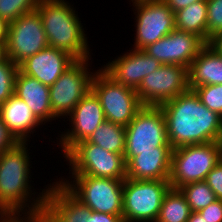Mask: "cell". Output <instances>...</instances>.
Instances as JSON below:
<instances>
[{
	"mask_svg": "<svg viewBox=\"0 0 222 222\" xmlns=\"http://www.w3.org/2000/svg\"><path fill=\"white\" fill-rule=\"evenodd\" d=\"M172 149L194 144L222 142V117L208 109L194 90L160 105Z\"/></svg>",
	"mask_w": 222,
	"mask_h": 222,
	"instance_id": "obj_1",
	"label": "cell"
},
{
	"mask_svg": "<svg viewBox=\"0 0 222 222\" xmlns=\"http://www.w3.org/2000/svg\"><path fill=\"white\" fill-rule=\"evenodd\" d=\"M29 144L18 142L0 154V213H33L44 209L48 186L38 194L31 185L34 181L29 180L32 177Z\"/></svg>",
	"mask_w": 222,
	"mask_h": 222,
	"instance_id": "obj_2",
	"label": "cell"
},
{
	"mask_svg": "<svg viewBox=\"0 0 222 222\" xmlns=\"http://www.w3.org/2000/svg\"><path fill=\"white\" fill-rule=\"evenodd\" d=\"M71 4L67 0L39 2L36 9L40 14L48 46L67 52L76 60L91 59L86 31L76 8Z\"/></svg>",
	"mask_w": 222,
	"mask_h": 222,
	"instance_id": "obj_3",
	"label": "cell"
},
{
	"mask_svg": "<svg viewBox=\"0 0 222 222\" xmlns=\"http://www.w3.org/2000/svg\"><path fill=\"white\" fill-rule=\"evenodd\" d=\"M124 159L147 151H172L168 142L166 120L160 106L143 105L125 127Z\"/></svg>",
	"mask_w": 222,
	"mask_h": 222,
	"instance_id": "obj_4",
	"label": "cell"
},
{
	"mask_svg": "<svg viewBox=\"0 0 222 222\" xmlns=\"http://www.w3.org/2000/svg\"><path fill=\"white\" fill-rule=\"evenodd\" d=\"M222 160V142H209L172 149L169 182L171 188L205 181L207 174Z\"/></svg>",
	"mask_w": 222,
	"mask_h": 222,
	"instance_id": "obj_5",
	"label": "cell"
},
{
	"mask_svg": "<svg viewBox=\"0 0 222 222\" xmlns=\"http://www.w3.org/2000/svg\"><path fill=\"white\" fill-rule=\"evenodd\" d=\"M69 178L61 177L59 181L92 211L122 215L124 180L86 175Z\"/></svg>",
	"mask_w": 222,
	"mask_h": 222,
	"instance_id": "obj_6",
	"label": "cell"
},
{
	"mask_svg": "<svg viewBox=\"0 0 222 222\" xmlns=\"http://www.w3.org/2000/svg\"><path fill=\"white\" fill-rule=\"evenodd\" d=\"M169 180H133L123 183V222H156Z\"/></svg>",
	"mask_w": 222,
	"mask_h": 222,
	"instance_id": "obj_7",
	"label": "cell"
},
{
	"mask_svg": "<svg viewBox=\"0 0 222 222\" xmlns=\"http://www.w3.org/2000/svg\"><path fill=\"white\" fill-rule=\"evenodd\" d=\"M63 157L69 164V175L126 179L124 154L107 151L87 140L75 144Z\"/></svg>",
	"mask_w": 222,
	"mask_h": 222,
	"instance_id": "obj_8",
	"label": "cell"
},
{
	"mask_svg": "<svg viewBox=\"0 0 222 222\" xmlns=\"http://www.w3.org/2000/svg\"><path fill=\"white\" fill-rule=\"evenodd\" d=\"M91 90L99 98L106 121L126 127L143 106L136 90L111 78L102 68L96 70Z\"/></svg>",
	"mask_w": 222,
	"mask_h": 222,
	"instance_id": "obj_9",
	"label": "cell"
},
{
	"mask_svg": "<svg viewBox=\"0 0 222 222\" xmlns=\"http://www.w3.org/2000/svg\"><path fill=\"white\" fill-rule=\"evenodd\" d=\"M90 60H76L53 85L49 86L50 105L57 120L63 117L65 121L74 107L91 90L96 70L90 71Z\"/></svg>",
	"mask_w": 222,
	"mask_h": 222,
	"instance_id": "obj_10",
	"label": "cell"
},
{
	"mask_svg": "<svg viewBox=\"0 0 222 222\" xmlns=\"http://www.w3.org/2000/svg\"><path fill=\"white\" fill-rule=\"evenodd\" d=\"M135 14V42L132 49H144L176 29L175 14L163 0H132Z\"/></svg>",
	"mask_w": 222,
	"mask_h": 222,
	"instance_id": "obj_11",
	"label": "cell"
},
{
	"mask_svg": "<svg viewBox=\"0 0 222 222\" xmlns=\"http://www.w3.org/2000/svg\"><path fill=\"white\" fill-rule=\"evenodd\" d=\"M47 47L45 30L37 9L9 23L7 56L16 65Z\"/></svg>",
	"mask_w": 222,
	"mask_h": 222,
	"instance_id": "obj_12",
	"label": "cell"
},
{
	"mask_svg": "<svg viewBox=\"0 0 222 222\" xmlns=\"http://www.w3.org/2000/svg\"><path fill=\"white\" fill-rule=\"evenodd\" d=\"M188 90V68L162 65L143 78L136 92L142 105L160 106Z\"/></svg>",
	"mask_w": 222,
	"mask_h": 222,
	"instance_id": "obj_13",
	"label": "cell"
},
{
	"mask_svg": "<svg viewBox=\"0 0 222 222\" xmlns=\"http://www.w3.org/2000/svg\"><path fill=\"white\" fill-rule=\"evenodd\" d=\"M71 128L59 134V145L63 156L78 142L87 140L95 129L106 121L99 98L90 90L68 115Z\"/></svg>",
	"mask_w": 222,
	"mask_h": 222,
	"instance_id": "obj_14",
	"label": "cell"
},
{
	"mask_svg": "<svg viewBox=\"0 0 222 222\" xmlns=\"http://www.w3.org/2000/svg\"><path fill=\"white\" fill-rule=\"evenodd\" d=\"M206 44L194 33L175 29L143 50L163 65H181L189 68Z\"/></svg>",
	"mask_w": 222,
	"mask_h": 222,
	"instance_id": "obj_15",
	"label": "cell"
},
{
	"mask_svg": "<svg viewBox=\"0 0 222 222\" xmlns=\"http://www.w3.org/2000/svg\"><path fill=\"white\" fill-rule=\"evenodd\" d=\"M129 51V52H128ZM101 68L116 82L137 90L144 77L163 64L143 49H130Z\"/></svg>",
	"mask_w": 222,
	"mask_h": 222,
	"instance_id": "obj_16",
	"label": "cell"
},
{
	"mask_svg": "<svg viewBox=\"0 0 222 222\" xmlns=\"http://www.w3.org/2000/svg\"><path fill=\"white\" fill-rule=\"evenodd\" d=\"M76 61L69 53L52 48L41 50L19 65V70L39 82L51 86Z\"/></svg>",
	"mask_w": 222,
	"mask_h": 222,
	"instance_id": "obj_17",
	"label": "cell"
},
{
	"mask_svg": "<svg viewBox=\"0 0 222 222\" xmlns=\"http://www.w3.org/2000/svg\"><path fill=\"white\" fill-rule=\"evenodd\" d=\"M48 185L44 210L49 222H85L88 209L58 179Z\"/></svg>",
	"mask_w": 222,
	"mask_h": 222,
	"instance_id": "obj_18",
	"label": "cell"
},
{
	"mask_svg": "<svg viewBox=\"0 0 222 222\" xmlns=\"http://www.w3.org/2000/svg\"><path fill=\"white\" fill-rule=\"evenodd\" d=\"M0 118L18 142H30L31 134L37 130L35 128L43 126L26 103L15 94L0 105Z\"/></svg>",
	"mask_w": 222,
	"mask_h": 222,
	"instance_id": "obj_19",
	"label": "cell"
},
{
	"mask_svg": "<svg viewBox=\"0 0 222 222\" xmlns=\"http://www.w3.org/2000/svg\"><path fill=\"white\" fill-rule=\"evenodd\" d=\"M14 94L26 103L43 125L57 119L50 105L49 86L23 74L20 70L15 77Z\"/></svg>",
	"mask_w": 222,
	"mask_h": 222,
	"instance_id": "obj_20",
	"label": "cell"
},
{
	"mask_svg": "<svg viewBox=\"0 0 222 222\" xmlns=\"http://www.w3.org/2000/svg\"><path fill=\"white\" fill-rule=\"evenodd\" d=\"M172 151H147L126 163V178L133 180H169Z\"/></svg>",
	"mask_w": 222,
	"mask_h": 222,
	"instance_id": "obj_21",
	"label": "cell"
},
{
	"mask_svg": "<svg viewBox=\"0 0 222 222\" xmlns=\"http://www.w3.org/2000/svg\"><path fill=\"white\" fill-rule=\"evenodd\" d=\"M214 84L222 85V56L206 44L188 68V86L194 90Z\"/></svg>",
	"mask_w": 222,
	"mask_h": 222,
	"instance_id": "obj_22",
	"label": "cell"
},
{
	"mask_svg": "<svg viewBox=\"0 0 222 222\" xmlns=\"http://www.w3.org/2000/svg\"><path fill=\"white\" fill-rule=\"evenodd\" d=\"M174 14L177 30L194 33L207 43V0L194 2Z\"/></svg>",
	"mask_w": 222,
	"mask_h": 222,
	"instance_id": "obj_23",
	"label": "cell"
},
{
	"mask_svg": "<svg viewBox=\"0 0 222 222\" xmlns=\"http://www.w3.org/2000/svg\"><path fill=\"white\" fill-rule=\"evenodd\" d=\"M87 141L97 144L107 151L116 154H124L126 130L125 127L121 125L105 121L95 129Z\"/></svg>",
	"mask_w": 222,
	"mask_h": 222,
	"instance_id": "obj_24",
	"label": "cell"
},
{
	"mask_svg": "<svg viewBox=\"0 0 222 222\" xmlns=\"http://www.w3.org/2000/svg\"><path fill=\"white\" fill-rule=\"evenodd\" d=\"M191 209L179 189L170 188L164 196L156 222H188Z\"/></svg>",
	"mask_w": 222,
	"mask_h": 222,
	"instance_id": "obj_25",
	"label": "cell"
},
{
	"mask_svg": "<svg viewBox=\"0 0 222 222\" xmlns=\"http://www.w3.org/2000/svg\"><path fill=\"white\" fill-rule=\"evenodd\" d=\"M179 190L185 196L191 212H198L217 200L215 193L205 181L186 184Z\"/></svg>",
	"mask_w": 222,
	"mask_h": 222,
	"instance_id": "obj_26",
	"label": "cell"
},
{
	"mask_svg": "<svg viewBox=\"0 0 222 222\" xmlns=\"http://www.w3.org/2000/svg\"><path fill=\"white\" fill-rule=\"evenodd\" d=\"M41 0H0V17L8 23L22 14L33 11Z\"/></svg>",
	"mask_w": 222,
	"mask_h": 222,
	"instance_id": "obj_27",
	"label": "cell"
},
{
	"mask_svg": "<svg viewBox=\"0 0 222 222\" xmlns=\"http://www.w3.org/2000/svg\"><path fill=\"white\" fill-rule=\"evenodd\" d=\"M19 66L9 58L0 63V105L14 94L15 77Z\"/></svg>",
	"mask_w": 222,
	"mask_h": 222,
	"instance_id": "obj_28",
	"label": "cell"
},
{
	"mask_svg": "<svg viewBox=\"0 0 222 222\" xmlns=\"http://www.w3.org/2000/svg\"><path fill=\"white\" fill-rule=\"evenodd\" d=\"M201 102L222 117V85H203L194 89Z\"/></svg>",
	"mask_w": 222,
	"mask_h": 222,
	"instance_id": "obj_29",
	"label": "cell"
},
{
	"mask_svg": "<svg viewBox=\"0 0 222 222\" xmlns=\"http://www.w3.org/2000/svg\"><path fill=\"white\" fill-rule=\"evenodd\" d=\"M222 33V0H207V42Z\"/></svg>",
	"mask_w": 222,
	"mask_h": 222,
	"instance_id": "obj_30",
	"label": "cell"
},
{
	"mask_svg": "<svg viewBox=\"0 0 222 222\" xmlns=\"http://www.w3.org/2000/svg\"><path fill=\"white\" fill-rule=\"evenodd\" d=\"M0 222H49V218L42 209L33 213H0Z\"/></svg>",
	"mask_w": 222,
	"mask_h": 222,
	"instance_id": "obj_31",
	"label": "cell"
},
{
	"mask_svg": "<svg viewBox=\"0 0 222 222\" xmlns=\"http://www.w3.org/2000/svg\"><path fill=\"white\" fill-rule=\"evenodd\" d=\"M205 182L213 190L216 198L222 200V160L207 174Z\"/></svg>",
	"mask_w": 222,
	"mask_h": 222,
	"instance_id": "obj_32",
	"label": "cell"
},
{
	"mask_svg": "<svg viewBox=\"0 0 222 222\" xmlns=\"http://www.w3.org/2000/svg\"><path fill=\"white\" fill-rule=\"evenodd\" d=\"M198 212L208 222H222V200L217 199Z\"/></svg>",
	"mask_w": 222,
	"mask_h": 222,
	"instance_id": "obj_33",
	"label": "cell"
},
{
	"mask_svg": "<svg viewBox=\"0 0 222 222\" xmlns=\"http://www.w3.org/2000/svg\"><path fill=\"white\" fill-rule=\"evenodd\" d=\"M85 222H123V220L122 215L96 212L88 208L85 211Z\"/></svg>",
	"mask_w": 222,
	"mask_h": 222,
	"instance_id": "obj_34",
	"label": "cell"
},
{
	"mask_svg": "<svg viewBox=\"0 0 222 222\" xmlns=\"http://www.w3.org/2000/svg\"><path fill=\"white\" fill-rule=\"evenodd\" d=\"M18 143V141L9 132L8 128L4 125L0 118V154L12 148Z\"/></svg>",
	"mask_w": 222,
	"mask_h": 222,
	"instance_id": "obj_35",
	"label": "cell"
},
{
	"mask_svg": "<svg viewBox=\"0 0 222 222\" xmlns=\"http://www.w3.org/2000/svg\"><path fill=\"white\" fill-rule=\"evenodd\" d=\"M165 4L175 13L178 10L186 8L188 5L194 2H200L203 0H163Z\"/></svg>",
	"mask_w": 222,
	"mask_h": 222,
	"instance_id": "obj_36",
	"label": "cell"
},
{
	"mask_svg": "<svg viewBox=\"0 0 222 222\" xmlns=\"http://www.w3.org/2000/svg\"><path fill=\"white\" fill-rule=\"evenodd\" d=\"M207 45L213 49L218 55L222 56V33L216 34L209 39Z\"/></svg>",
	"mask_w": 222,
	"mask_h": 222,
	"instance_id": "obj_37",
	"label": "cell"
},
{
	"mask_svg": "<svg viewBox=\"0 0 222 222\" xmlns=\"http://www.w3.org/2000/svg\"><path fill=\"white\" fill-rule=\"evenodd\" d=\"M9 31V23L0 17V43L6 44Z\"/></svg>",
	"mask_w": 222,
	"mask_h": 222,
	"instance_id": "obj_38",
	"label": "cell"
},
{
	"mask_svg": "<svg viewBox=\"0 0 222 222\" xmlns=\"http://www.w3.org/2000/svg\"><path fill=\"white\" fill-rule=\"evenodd\" d=\"M188 222H208L199 212H191Z\"/></svg>",
	"mask_w": 222,
	"mask_h": 222,
	"instance_id": "obj_39",
	"label": "cell"
},
{
	"mask_svg": "<svg viewBox=\"0 0 222 222\" xmlns=\"http://www.w3.org/2000/svg\"><path fill=\"white\" fill-rule=\"evenodd\" d=\"M8 59L6 44L0 43V63L5 62Z\"/></svg>",
	"mask_w": 222,
	"mask_h": 222,
	"instance_id": "obj_40",
	"label": "cell"
}]
</instances>
